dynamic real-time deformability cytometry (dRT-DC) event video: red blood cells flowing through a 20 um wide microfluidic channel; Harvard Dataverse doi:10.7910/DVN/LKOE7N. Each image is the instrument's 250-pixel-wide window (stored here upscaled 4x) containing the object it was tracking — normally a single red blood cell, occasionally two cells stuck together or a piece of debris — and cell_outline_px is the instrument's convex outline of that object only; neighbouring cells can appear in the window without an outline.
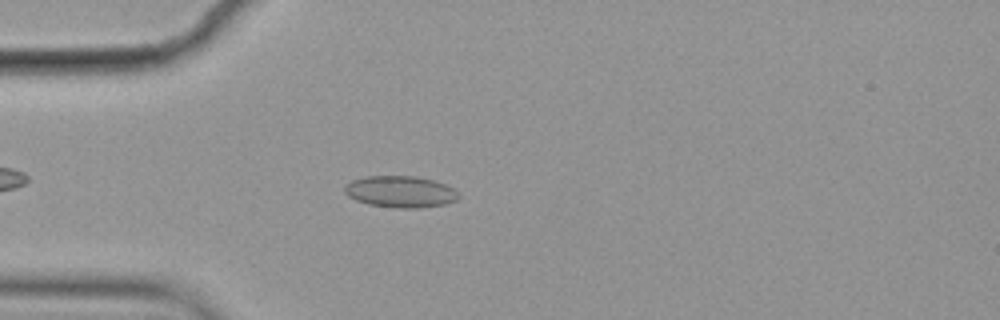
{"species": "common noctule bat (a hibernating species)", "species_latin": "Nyctalus noctula", "temperature_condition": "cold", "stored_images_in_passage": 42, "camera_frame_rate_fps": 3000, "um_per_image_px": 0.085, "animal": {"sex": "female", "body_mass_g": 19.9}, "frame": {"image": 1, "passage_image": 1, "time_ms": 0.0, "image_size_px": [1000, 320], "cell_outline_px": [[460, 196], [456, 200], [444, 204], [420, 208], [400, 208], [368, 204], [356, 200], [348, 196], [344, 192], [344, 188], [352, 180], [368, 176], [416, 176], [432, 180], [444, 184], [452, 188]], "centroid_in_image_um": [34.02, 16.3], "position_along_channel_um": 51.0, "area_um2": 20.75}}
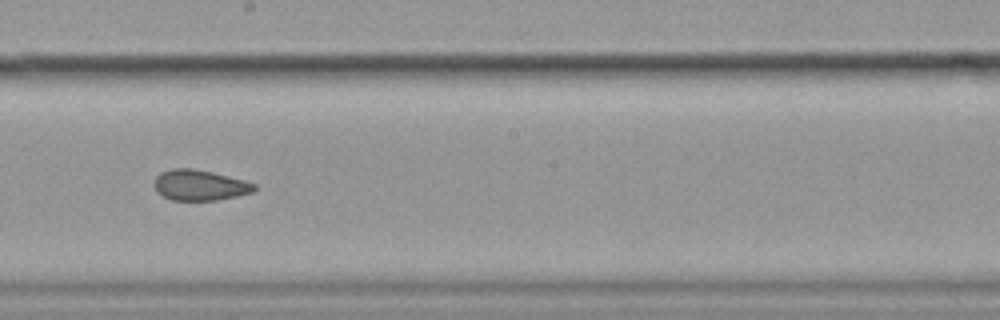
{"frame": {"image": 2, "passage_image": 17, "time_ms": 5.333, "image_size_px": [1000, 320], "cell_outline_px": [[256, 188], [252, 192], [236, 196], [216, 200], [172, 200], [156, 192], [152, 184], [156, 176], [160, 172], [172, 168], [192, 168], [212, 172], [244, 180], [256, 184]], "centroid_in_image_um": [16.93, 15.73], "position_along_channel_um": 231.3, "area_um2": 17.92}}
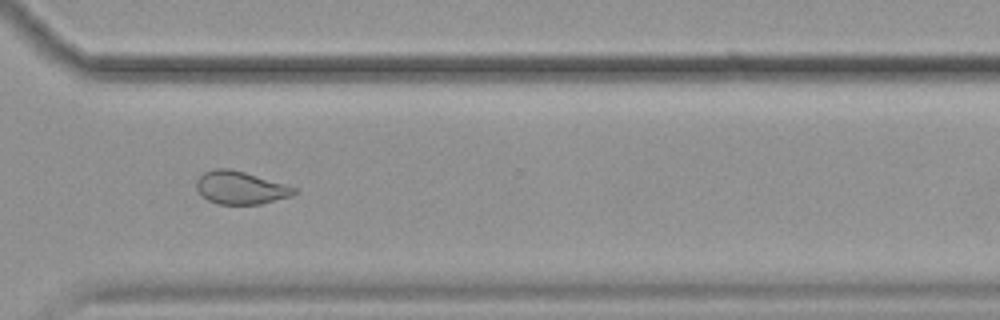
{"frame": {"image": 3, "passage_image": 27, "time_ms": 8.667, "image_size_px": [1000, 320], "cell_outline_px": [[296, 192], [292, 196], [260, 204], [220, 204], [208, 200], [196, 188], [196, 180], [204, 172], [216, 168], [228, 168], [244, 172], [284, 184], [296, 188]], "centroid_in_image_um": [20.43, 15.95], "position_along_channel_um": 350.2, "area_um2": 18.44}, "authors_computed_cell_mechanics": {"area_um2": 19.3052, "velocity_mm_per_s": 3.5694, "shape_relaxation_time_tau1_ms": null, "shape_relaxation_time_tau2_ms": 1.9386, "deformation_change_tau1": null, "deformation_change_tau2": 0.0488}}